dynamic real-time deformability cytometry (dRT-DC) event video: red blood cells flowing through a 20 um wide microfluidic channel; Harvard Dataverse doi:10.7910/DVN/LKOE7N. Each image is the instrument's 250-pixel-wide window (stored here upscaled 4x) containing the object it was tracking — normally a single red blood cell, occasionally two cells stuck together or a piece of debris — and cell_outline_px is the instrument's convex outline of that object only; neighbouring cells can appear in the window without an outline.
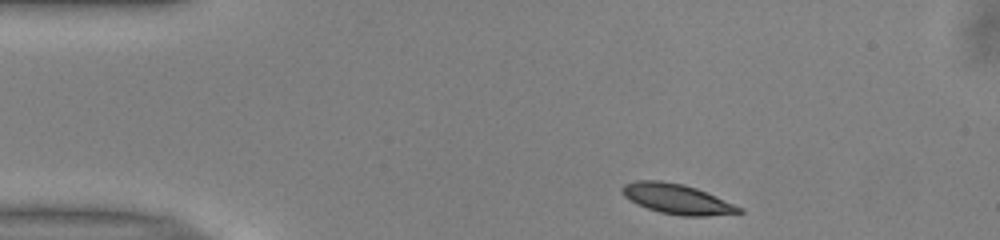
{"species": "common noctule bat (a hibernating species)", "species_latin": "Nyctalus noctula", "temperature_condition": "warm", "stored_images_in_passage": 44, "camera_frame_rate_fps": 3000, "um_per_image_px": 0.085, "animal": {"sex": "male", "body_mass_g": 13.0, "forearm_length_mm": 53.1}, "frame": {"image": 1, "passage_image": 1, "time_ms": 0.0, "image_size_px": [1000, 240], "cell_outline_px": [[744, 212], [708, 216], [680, 216], [660, 212], [636, 204], [624, 196], [620, 192], [620, 188], [624, 184], [636, 180], [660, 180], [684, 184], [696, 188], [744, 208]], "centroid_in_image_um": [57.52, 16.91], "position_along_channel_um": 27.5, "area_um2": 20.58}}
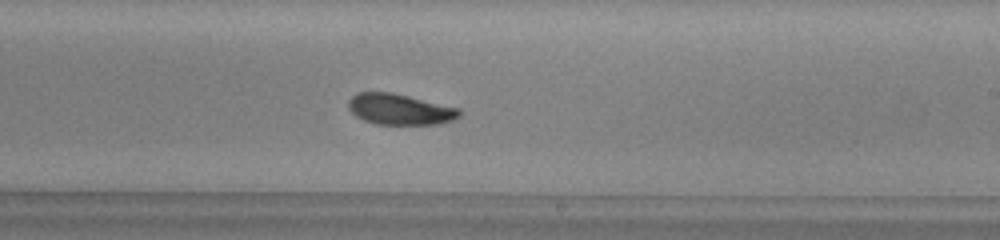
{"frame": {"image": 2, "passage_image": 23, "time_ms": 7.333, "image_size_px": [1000, 240], "cell_outline_px": [[460, 116], [452, 120], [440, 124], [376, 124], [364, 120], [356, 116], [348, 108], [348, 100], [356, 92], [392, 92], [460, 108]], "centroid_in_image_um": [33.97, 9.28], "position_along_channel_um": 255.0, "area_um2": 20.0}}
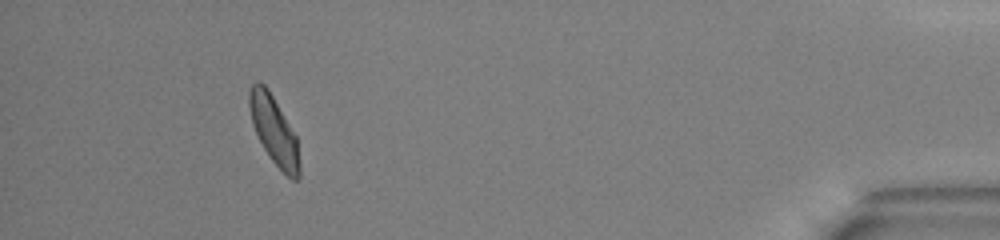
{"frame": {"image": 3, "passage_image": 40, "time_ms": 13.0, "image_size_px": [1000, 240], "cell_outline_px": [[300, 176], [296, 180], [292, 180], [272, 160], [264, 148], [252, 124], [248, 104], [248, 92], [252, 84], [256, 80], [264, 84], [268, 88], [296, 136], [300, 164]], "centroid_in_image_um": [23.28, 11.05], "position_along_channel_um": 411.9, "area_um2": 19.77}, "authors_computed_cell_mechanics": {"area_um2": 20.2011, "velocity_mm_per_s": 3.9418, "shape_relaxation_time_tau1_ms": 2.5527, "shape_relaxation_time_tau2_ms": 2.3534, "deformation_change_tau1": 0.1294, "deformation_change_tau2": 0.0772}}